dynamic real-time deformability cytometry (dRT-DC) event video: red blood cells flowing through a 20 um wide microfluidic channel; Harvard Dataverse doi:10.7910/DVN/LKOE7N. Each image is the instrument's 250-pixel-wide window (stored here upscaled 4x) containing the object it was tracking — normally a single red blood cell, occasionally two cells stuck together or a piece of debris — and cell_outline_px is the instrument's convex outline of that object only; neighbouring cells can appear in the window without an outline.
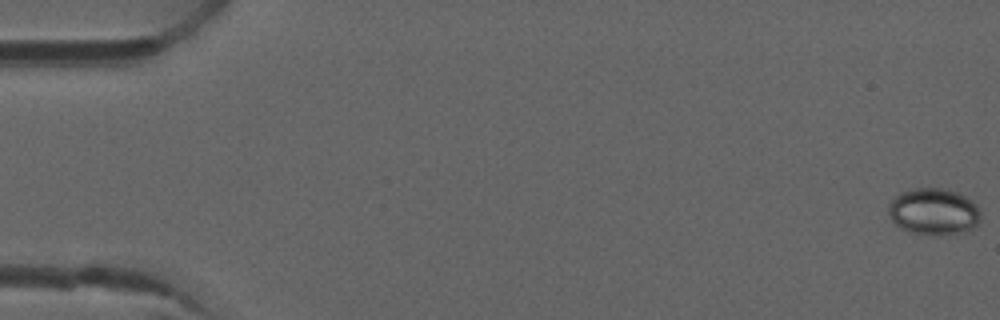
{"species": "common noctule bat (a hibernating species)", "species_latin": "Nyctalus noctula", "temperature_condition": "room temperature", "stored_images_in_passage": 5, "camera_frame_rate_fps": 3000, "um_per_image_px": 0.085, "animal": {"sex": "male", "forearm_length_mm": 52.5}, "frame": {"image": 1, "passage_image": 1, "time_ms": 0.0, "image_size_px": [1000, 320], "cell_outline_px": [[980, 220], [972, 228], [964, 232], [940, 236], [908, 232], [900, 228], [888, 216], [888, 204], [900, 192], [908, 188], [944, 188], [960, 192], [976, 204], [980, 212]], "centroid_in_image_um": [79.34, 17.98], "position_along_channel_um": 5.7, "area_um2": 25.55}}